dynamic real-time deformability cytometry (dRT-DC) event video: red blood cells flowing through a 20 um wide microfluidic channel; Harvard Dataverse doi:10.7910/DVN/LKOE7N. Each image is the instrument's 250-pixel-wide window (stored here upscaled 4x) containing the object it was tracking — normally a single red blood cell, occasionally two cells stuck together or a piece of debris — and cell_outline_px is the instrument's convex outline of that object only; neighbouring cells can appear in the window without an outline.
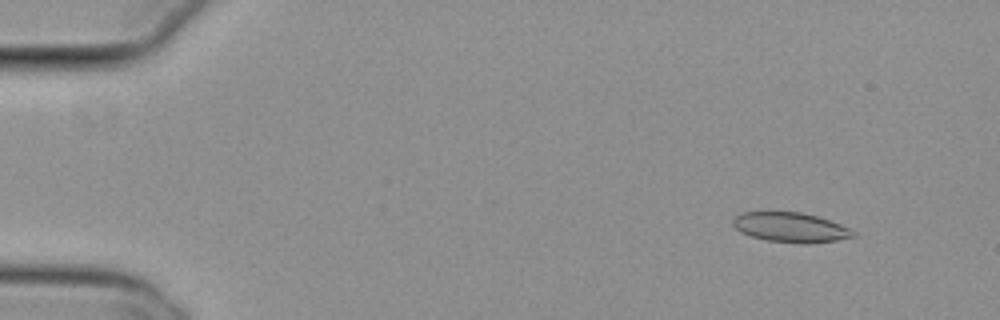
{"species": "common noctule bat (a hibernating species)", "species_latin": "Nyctalus noctula", "temperature_condition": "cold", "stored_images_in_passage": 51, "segment_of_instrument_passage": [1, 2], "camera_frame_rate_fps": 3000, "um_per_image_px": 0.085, "animal": {"sex": "female", "body_mass_g": 29.2, "forearm_length_mm": 56.3}, "frame": {"image": 1, "passage_image": 1, "time_ms": 0.0, "image_size_px": [1000, 320], "cell_outline_px": [[856, 236], [836, 240], [768, 240], [752, 236], [740, 232], [732, 224], [732, 220], [736, 216], [744, 212], [800, 212], [816, 216], [840, 224], [856, 232]], "centroid_in_image_um": [67.14, 19.27], "position_along_channel_um": 17.9, "area_um2": 19.59}}
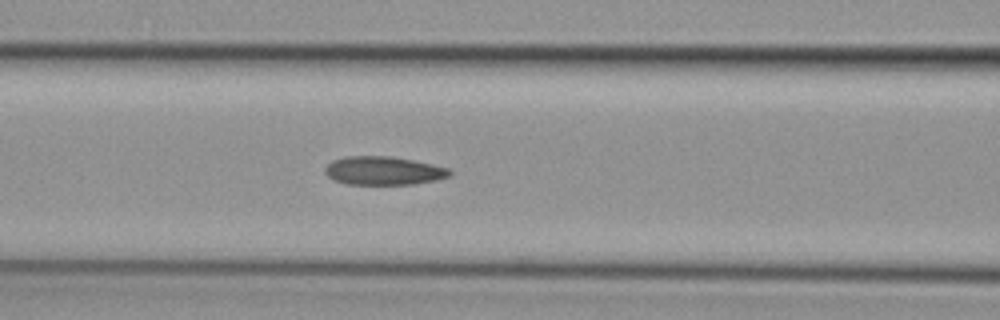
{"frame": {"image": 2, "passage_image": 19, "time_ms": 6.0, "image_size_px": [1000, 320], "cell_outline_px": [[452, 176], [436, 180], [412, 184], [348, 184], [332, 180], [324, 172], [324, 168], [332, 160], [344, 156], [388, 156], [412, 160], [432, 164], [448, 168], [452, 172]], "centroid_in_image_um": [32.58, 14.51], "position_along_channel_um": 134.0, "area_um2": 20.75}}
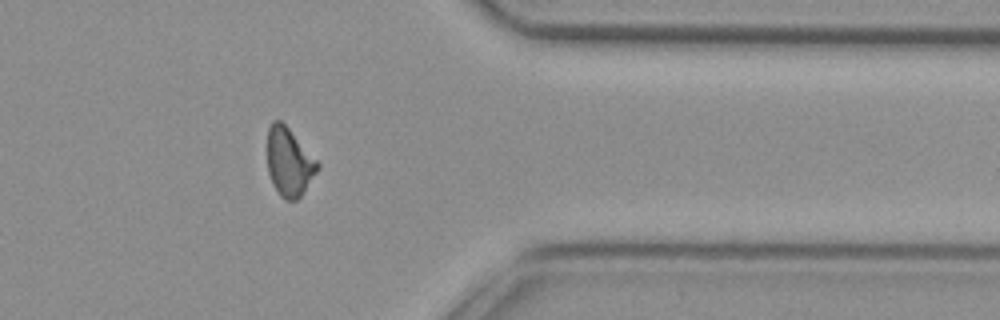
{"frame": {"image": 3, "passage_image": 40, "time_ms": 13.0, "image_size_px": [1000, 320], "cell_outline_px": [[320, 168], [300, 196], [296, 200], [284, 200], [280, 196], [272, 184], [268, 172], [268, 128], [272, 120], [280, 120], [288, 128], [320, 164]], "centroid_in_image_um": [24.56, 13.79], "position_along_channel_um": 386.8, "area_um2": 19.77}}